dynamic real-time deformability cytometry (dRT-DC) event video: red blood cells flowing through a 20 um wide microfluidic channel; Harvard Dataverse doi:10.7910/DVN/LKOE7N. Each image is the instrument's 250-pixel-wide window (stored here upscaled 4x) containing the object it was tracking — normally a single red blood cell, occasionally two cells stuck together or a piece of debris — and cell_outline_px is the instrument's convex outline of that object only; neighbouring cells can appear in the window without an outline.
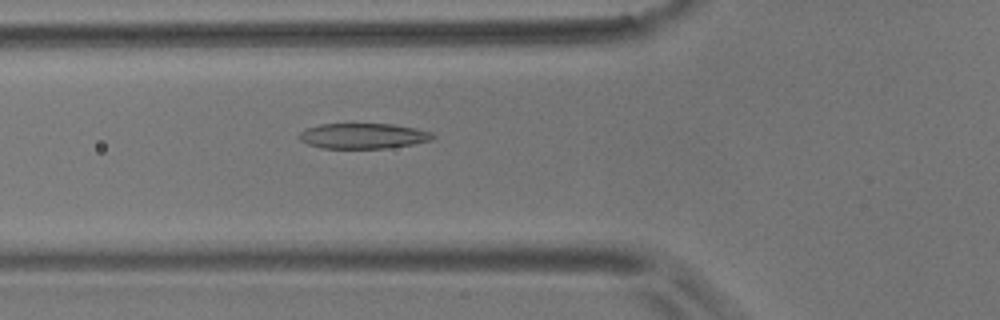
{"species": "common noctule bat (a hibernating species)", "species_latin": "Nyctalus noctula", "temperature_condition": "room temperature", "stored_images_in_passage": 5, "camera_frame_rate_fps": 3000, "um_per_image_px": 0.085, "animal": {"sex": "male", "body_mass_g": 17.9}, "frame": {"image": 1, "passage_image": 5, "time_ms": 1.333, "image_size_px": [1000, 320], "cell_outline_px": [[436, 136], [432, 140], [412, 144], [388, 148], [320, 148], [308, 144], [300, 140], [296, 136], [300, 132], [308, 128], [320, 124], [392, 124], [416, 128], [432, 132]], "centroid_in_image_um": [30.87, 11.55], "position_along_channel_um": 94.9, "area_um2": 19.83}}